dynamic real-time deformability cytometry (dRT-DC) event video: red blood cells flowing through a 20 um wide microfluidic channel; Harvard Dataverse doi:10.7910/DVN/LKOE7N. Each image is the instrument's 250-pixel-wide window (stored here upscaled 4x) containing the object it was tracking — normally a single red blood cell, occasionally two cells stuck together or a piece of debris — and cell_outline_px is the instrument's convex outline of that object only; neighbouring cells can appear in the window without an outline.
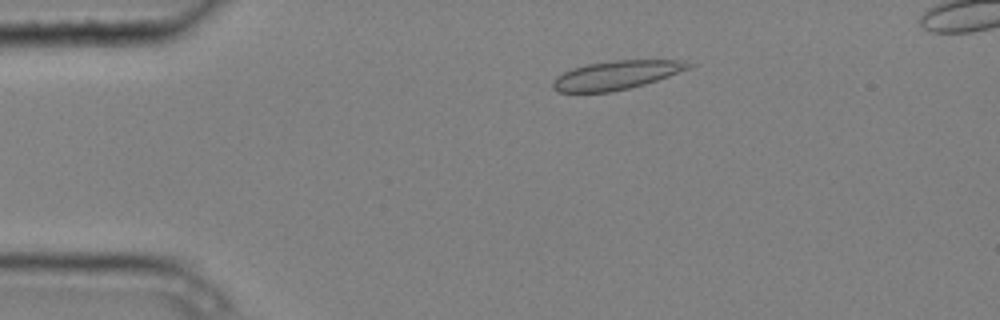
{"species": "common noctule bat (a hibernating species)", "species_latin": "Nyctalus noctula", "temperature_condition": "cold", "stored_images_in_passage": 5, "camera_frame_rate_fps": 3000, "um_per_image_px": 0.085, "animal": {"sex": "male", "body_mass_g": 20.4}, "frame": {"image": 1, "passage_image": 3, "time_ms": 0.667, "image_size_px": [1000, 320], "cell_outline_px": [[696, 64], [692, 68], [644, 84], [612, 92], [556, 92], [552, 88], [552, 80], [556, 76], [572, 68], [588, 64], [612, 60], [684, 60]], "centroid_in_image_um": [52.4, 6.38], "position_along_channel_um": 32.6, "area_um2": 22.89}}